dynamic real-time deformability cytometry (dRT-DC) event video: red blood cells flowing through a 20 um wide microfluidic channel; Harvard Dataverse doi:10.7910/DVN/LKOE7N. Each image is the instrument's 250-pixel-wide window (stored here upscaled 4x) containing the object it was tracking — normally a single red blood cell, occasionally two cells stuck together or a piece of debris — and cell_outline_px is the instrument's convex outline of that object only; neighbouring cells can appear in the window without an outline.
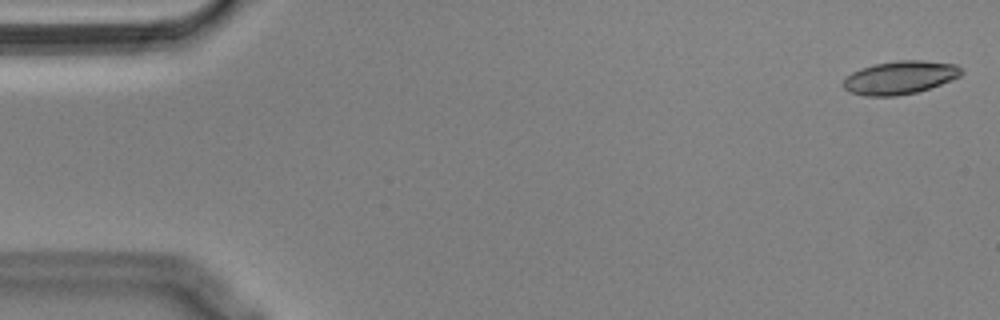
{"species": "Egyptian fruit bat (a non-hibernating species)", "species_latin": "Rousettus aegyptiacus", "temperature_condition": "cold", "stored_images_in_passage": 55, "camera_frame_rate_fps": 3000, "um_per_image_px": 0.085, "animal": {"sex": "male"}, "frame": {"image": 1, "passage_image": 1, "time_ms": 0.0, "image_size_px": [1000, 320], "cell_outline_px": [[964, 72], [960, 76], [952, 80], [916, 92], [896, 96], [864, 96], [848, 92], [840, 84], [852, 72], [860, 68], [876, 64], [896, 60], [924, 60], [956, 64], [964, 68]], "centroid_in_image_um": [76.5, 6.59], "position_along_channel_um": 8.5, "area_um2": 23.06}}
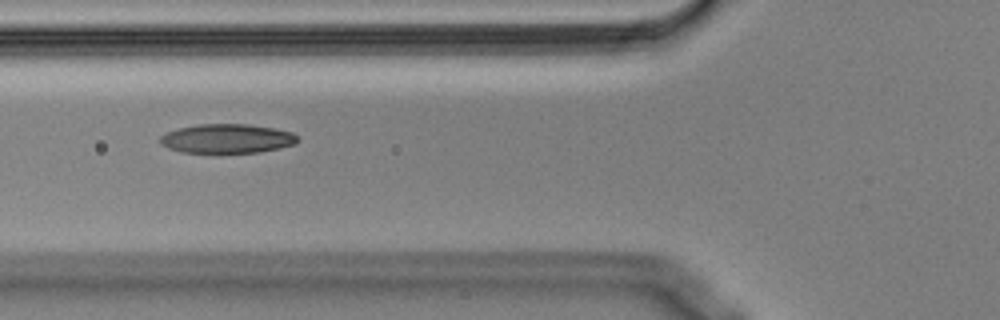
{"frame": {"image": 2, "passage_image": 20, "time_ms": 6.333, "image_size_px": [1000, 320], "cell_outline_px": [[300, 140], [296, 144], [280, 148], [260, 152], [220, 156], [180, 152], [168, 148], [160, 144], [160, 136], [168, 132], [180, 128], [200, 124], [248, 124], [276, 128], [292, 132]], "centroid_in_image_um": [19.31, 11.84], "position_along_channel_um": 106.5, "area_um2": 24.51}}
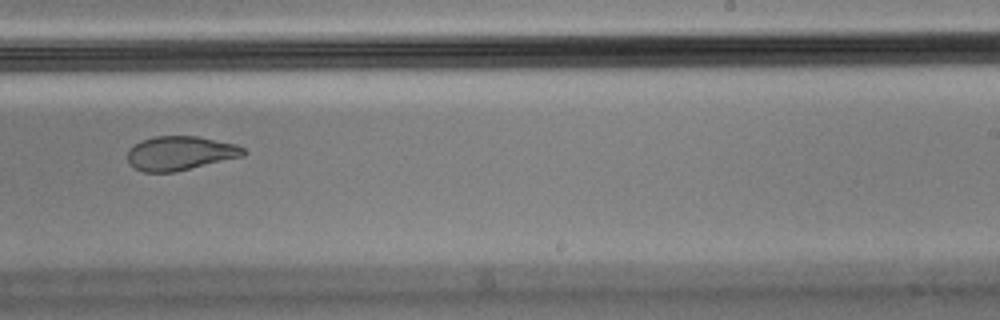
{"frame": {"image": 3, "passage_image": 34, "time_ms": 11.0, "image_size_px": [1000, 320], "cell_outline_px": [[248, 152], [244, 156], [176, 172], [144, 172], [128, 164], [128, 148], [140, 140], [156, 136], [196, 136], [236, 144], [244, 148]], "centroid_in_image_um": [15.32, 13.02], "position_along_channel_um": 273.7, "area_um2": 23.24}, "authors_computed_cell_mechanics": {"area_um2": 23.9292, "velocity_mm_per_s": 3.5842, "shape_relaxation_time_tau1_ms": null, "shape_relaxation_time_tau2_ms": 3.4073, "deformation_change_tau1": null, "deformation_change_tau2": 0.0654}}